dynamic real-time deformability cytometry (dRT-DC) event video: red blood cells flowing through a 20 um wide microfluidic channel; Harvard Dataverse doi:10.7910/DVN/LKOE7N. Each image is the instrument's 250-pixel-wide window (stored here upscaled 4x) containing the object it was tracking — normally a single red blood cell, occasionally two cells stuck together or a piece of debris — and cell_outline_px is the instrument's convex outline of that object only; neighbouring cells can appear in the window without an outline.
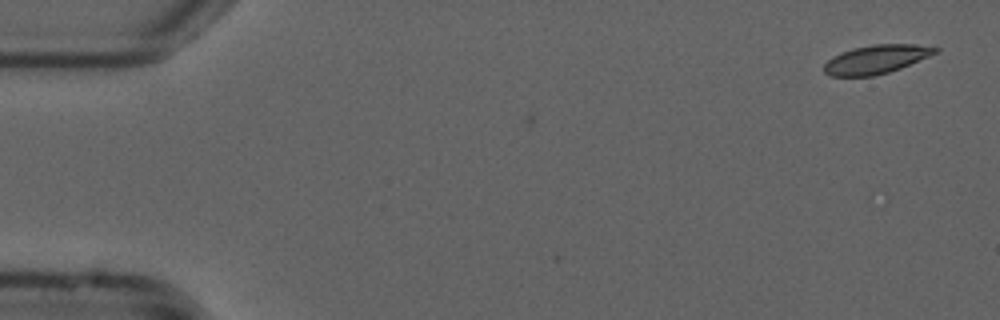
{"species": "common noctule bat (a hibernating species)", "species_latin": "Nyctalus noctula", "temperature_condition": "cold", "stored_images_in_passage": 5, "camera_frame_rate_fps": 3000, "um_per_image_px": 0.085, "animal": {"sex": "male", "forearm_length_mm": 52.5}, "frame": {"image": 1, "passage_image": 5, "time_ms": 1.333, "image_size_px": [1000, 320], "cell_outline_px": [[940, 52], [900, 68], [888, 72], [872, 76], [828, 76], [824, 72], [824, 64], [832, 56], [840, 52], [852, 48], [872, 44], [916, 44], [940, 48]], "centroid_in_image_um": [74.47, 5.03], "position_along_channel_um": 10.5, "area_um2": 18.73}}